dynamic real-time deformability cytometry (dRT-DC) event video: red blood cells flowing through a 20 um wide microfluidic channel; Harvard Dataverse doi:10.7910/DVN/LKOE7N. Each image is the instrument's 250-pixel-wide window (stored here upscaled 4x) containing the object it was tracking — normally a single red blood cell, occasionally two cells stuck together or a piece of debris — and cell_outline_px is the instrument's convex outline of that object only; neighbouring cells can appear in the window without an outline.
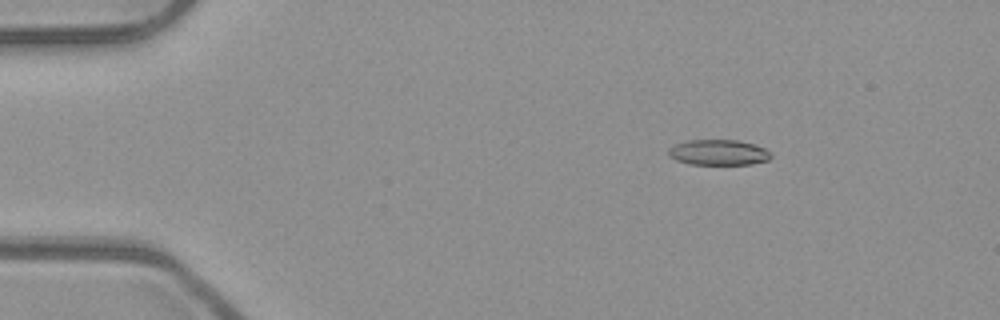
{"species": "common noctule bat (a hibernating species)", "species_latin": "Nyctalus noctula", "temperature_condition": "room temperature", "stored_images_in_passage": 53, "camera_frame_rate_fps": 3000, "um_per_image_px": 0.085, "animal": {"sex": "male", "body_mass_g": 23.1, "forearm_length_mm": 52.7}, "frame": {"image": 1, "passage_image": 9, "time_ms": 2.667, "image_size_px": [1000, 320], "cell_outline_px": [[772, 156], [768, 160], [752, 164], [688, 164], [676, 160], [668, 156], [668, 148], [676, 144], [688, 140], [740, 140], [764, 148], [772, 152]], "centroid_in_image_um": [61.07, 12.96], "position_along_channel_um": 23.9, "area_um2": 15.32}}
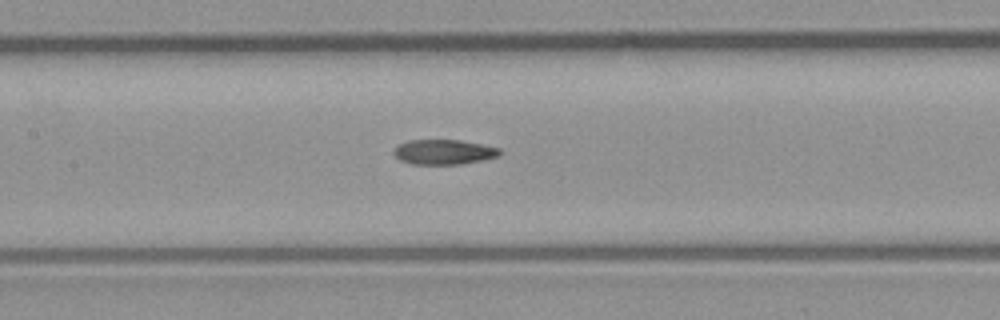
{"frame": {"image": 2, "passage_image": 26, "time_ms": 8.333, "image_size_px": [1000, 320], "cell_outline_px": [[500, 152], [496, 156], [480, 160], [460, 164], [412, 164], [400, 160], [392, 152], [400, 144], [408, 140], [460, 140], [500, 148]], "centroid_in_image_um": [37.68, 12.91], "position_along_channel_um": 169.7, "area_um2": 15.09}}
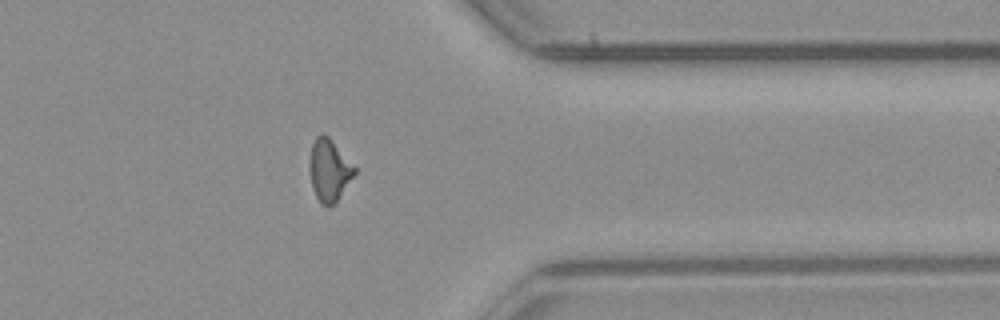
{"frame": {"image": 3, "passage_image": 43, "time_ms": 14.0, "image_size_px": [1000, 320], "cell_outline_px": [[356, 172], [336, 200], [328, 208], [320, 204], [312, 188], [312, 144], [316, 136], [320, 132], [328, 136], [356, 168]], "centroid_in_image_um": [28.0, 14.47], "position_along_channel_um": 383.4, "area_um2": 15.49}, "authors_computed_cell_mechanics": {"area_um2": 15.7216, "velocity_mm_per_s": 3.9609, "shape_relaxation_time_tau1_ms": null, "shape_relaxation_time_tau2_ms": 5.6581, "deformation_change_tau1": null, "deformation_change_tau2": 0.1365}}